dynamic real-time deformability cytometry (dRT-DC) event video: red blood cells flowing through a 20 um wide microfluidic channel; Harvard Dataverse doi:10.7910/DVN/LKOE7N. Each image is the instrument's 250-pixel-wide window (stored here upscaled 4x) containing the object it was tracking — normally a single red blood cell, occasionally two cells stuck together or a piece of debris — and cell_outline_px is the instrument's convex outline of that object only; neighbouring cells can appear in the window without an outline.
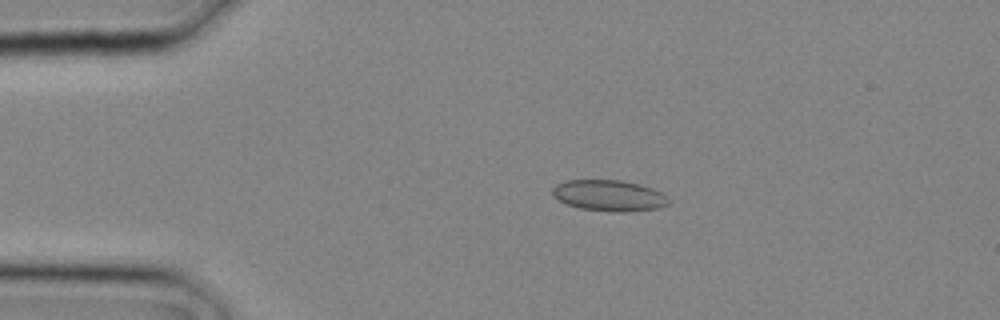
{"species": "common noctule bat (a hibernating species)", "species_latin": "Nyctalus noctula", "temperature_condition": "cold", "stored_images_in_passage": 2, "camera_frame_rate_fps": 3000, "um_per_image_px": 0.085, "animal": {"sex": "male", "body_mass_g": 20.4}, "frame": {"image": 1, "passage_image": 2, "time_ms": 0.333, "image_size_px": [1000, 320], "cell_outline_px": [[668, 204], [660, 208], [620, 212], [612, 212], [580, 208], [568, 204], [552, 196], [552, 188], [556, 184], [564, 180], [620, 180], [640, 184], [652, 188], [660, 192], [668, 200]], "centroid_in_image_um": [51.73, 16.61], "position_along_channel_um": 33.3, "area_um2": 20.92}}